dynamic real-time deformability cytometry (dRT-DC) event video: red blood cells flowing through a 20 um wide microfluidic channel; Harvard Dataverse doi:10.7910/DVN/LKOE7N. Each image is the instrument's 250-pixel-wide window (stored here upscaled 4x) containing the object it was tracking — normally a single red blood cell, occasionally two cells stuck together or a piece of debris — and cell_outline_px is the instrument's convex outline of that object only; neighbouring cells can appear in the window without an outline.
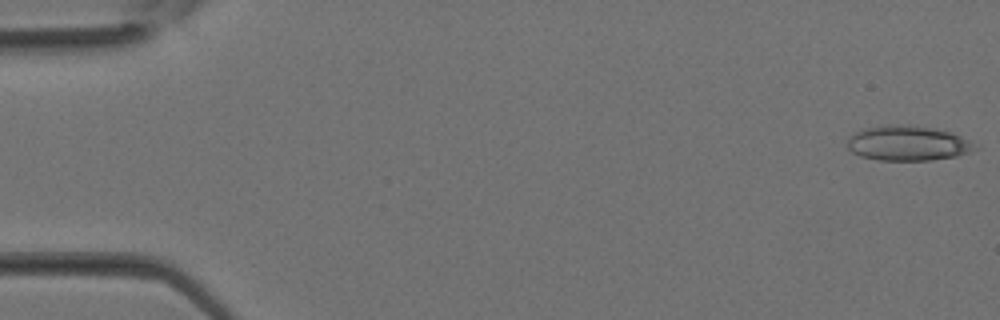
{"species": "Egyptian fruit bat (a non-hibernating species)", "species_latin": "Rousettus aegyptiacus", "temperature_condition": "room temperature", "stored_images_in_passage": 7, "camera_frame_rate_fps": 3000, "um_per_image_px": 0.085, "animal": {"sex": "female"}, "frame": {"image": 1, "passage_image": 1, "time_ms": 0.0, "image_size_px": [1000, 320], "cell_outline_px": [[980, 148], [956, 156], [932, 160], [880, 160], [860, 156], [852, 152], [848, 148], [848, 136], [864, 128], [888, 124], [908, 124], [932, 128], [948, 132], [960, 136], [968, 140]], "centroid_in_image_um": [77.13, 12.17], "position_along_channel_um": 7.9, "area_um2": 25.95}}